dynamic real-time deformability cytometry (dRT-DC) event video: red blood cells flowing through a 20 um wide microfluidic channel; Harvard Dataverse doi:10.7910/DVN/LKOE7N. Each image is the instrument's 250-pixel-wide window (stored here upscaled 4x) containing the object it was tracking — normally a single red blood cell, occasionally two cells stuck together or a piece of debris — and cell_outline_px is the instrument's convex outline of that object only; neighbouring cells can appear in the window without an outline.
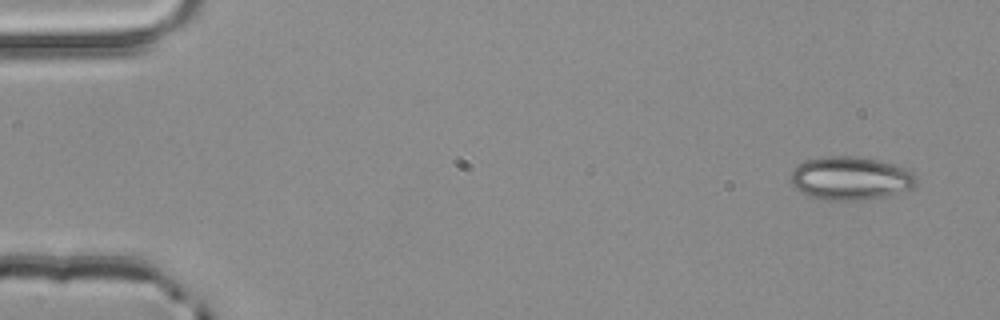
{"species": "common noctule bat (a hibernating species)", "species_latin": "Nyctalus noctula", "temperature_condition": "room temperature", "stored_images_in_passage": 4, "camera_frame_rate_fps": 3000, "um_per_image_px": 0.085, "animal": {"sex": "male", "body_mass_g": 20.4}, "frame": {"image": 1, "passage_image": 1, "time_ms": 0.0, "image_size_px": [1000, 320], "cell_outline_px": [[916, 184], [912, 188], [884, 196], [860, 200], [824, 200], [812, 196], [796, 188], [792, 184], [792, 172], [800, 164], [808, 160], [824, 156], [860, 156], [880, 160], [892, 164], [912, 172], [916, 176]], "centroid_in_image_um": [72.32, 15.14], "position_along_channel_um": 12.7, "area_um2": 31.21}}